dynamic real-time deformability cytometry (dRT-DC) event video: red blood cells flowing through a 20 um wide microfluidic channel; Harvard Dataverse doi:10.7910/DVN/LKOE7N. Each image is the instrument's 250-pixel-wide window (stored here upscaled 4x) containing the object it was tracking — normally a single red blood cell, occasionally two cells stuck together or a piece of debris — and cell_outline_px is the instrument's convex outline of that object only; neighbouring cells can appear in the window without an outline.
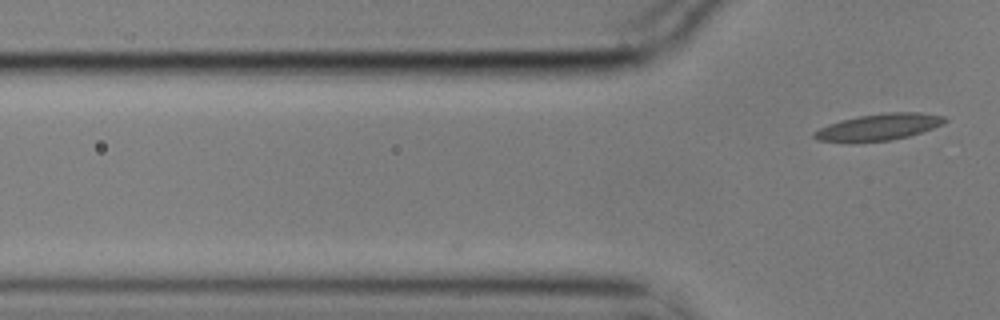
{"species": "common noctule bat (a hibernating species)", "species_latin": "Nyctalus noctula", "temperature_condition": "cold", "stored_images_in_passage": 4, "camera_frame_rate_fps": 3000, "um_per_image_px": 0.085, "animal": {"sex": "male", "body_mass_g": 17.9}, "frame": {"image": 1, "passage_image": 4, "time_ms": 1.0, "image_size_px": [1000, 320], "cell_outline_px": [[948, 120], [932, 128], [908, 136], [892, 140], [816, 140], [812, 136], [812, 132], [828, 124], [840, 120], [860, 116], [888, 112], [920, 112], [944, 116]], "centroid_in_image_um": [74.72, 10.76], "position_along_channel_um": 51.1, "area_um2": 19.48}}